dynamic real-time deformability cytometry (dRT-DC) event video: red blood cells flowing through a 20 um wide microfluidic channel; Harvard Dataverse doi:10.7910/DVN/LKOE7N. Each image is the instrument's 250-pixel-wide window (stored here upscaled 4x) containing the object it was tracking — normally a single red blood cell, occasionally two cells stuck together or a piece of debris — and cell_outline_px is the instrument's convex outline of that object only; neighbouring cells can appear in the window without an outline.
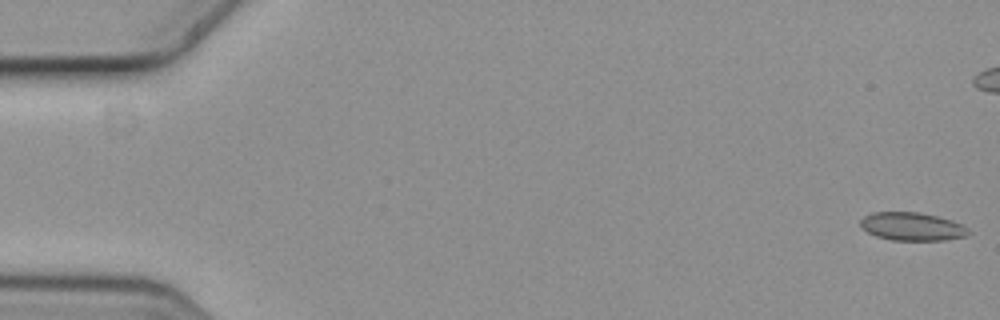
{"species": "common noctule bat (a hibernating species)", "species_latin": "Nyctalus noctula", "temperature_condition": "cold", "stored_images_in_passage": 3, "camera_frame_rate_fps": 3000, "um_per_image_px": 0.085, "animal": {"sex": "female", "body_mass_g": 19.3, "forearm_length_mm": 54.1}, "frame": {"image": 1, "passage_image": 1, "time_ms": 0.0, "image_size_px": [1000, 320], "cell_outline_px": [[972, 232], [968, 236], [944, 240], [892, 240], [876, 236], [868, 232], [860, 224], [860, 220], [864, 216], [872, 212], [920, 212], [952, 220], [968, 228]], "centroid_in_image_um": [77.56, 19.25], "position_along_channel_um": 7.4, "area_um2": 17.74}}